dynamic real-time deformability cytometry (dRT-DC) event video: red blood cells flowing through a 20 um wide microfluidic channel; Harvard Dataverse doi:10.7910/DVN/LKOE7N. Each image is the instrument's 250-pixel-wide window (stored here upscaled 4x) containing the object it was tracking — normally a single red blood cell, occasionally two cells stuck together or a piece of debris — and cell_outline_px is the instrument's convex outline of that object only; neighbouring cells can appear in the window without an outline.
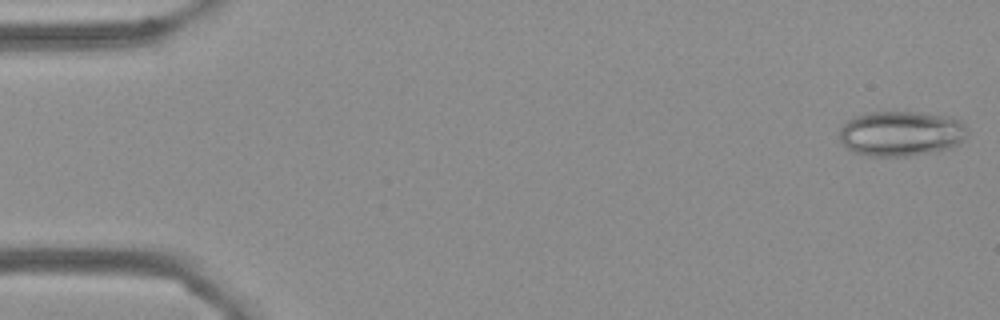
{"species": "Egyptian fruit bat (a non-hibernating species)", "species_latin": "Rousettus aegyptiacus", "temperature_condition": "cold", "stored_images_in_passage": 4, "camera_frame_rate_fps": 3000, "um_per_image_px": 0.085, "frame": {"image": 1, "passage_image": 1, "time_ms": 0.0, "image_size_px": [1000, 320], "cell_outline_px": [[968, 132], [960, 144], [952, 148], [936, 152], [908, 156], [868, 156], [852, 152], [840, 140], [840, 128], [852, 116], [864, 112], [912, 112], [952, 116], [960, 120], [968, 128]], "centroid_in_image_um": [76.62, 11.35], "position_along_channel_um": 8.4, "area_um2": 34.22}}